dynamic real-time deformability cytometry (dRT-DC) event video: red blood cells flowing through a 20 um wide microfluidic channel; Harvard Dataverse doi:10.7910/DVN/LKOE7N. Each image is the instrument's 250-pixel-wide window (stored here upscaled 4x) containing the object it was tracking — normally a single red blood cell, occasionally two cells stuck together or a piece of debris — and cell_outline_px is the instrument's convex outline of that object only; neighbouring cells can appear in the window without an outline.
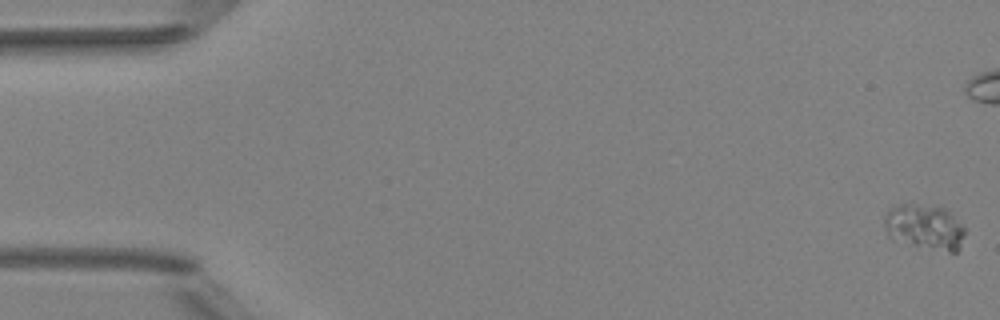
{"species": "Egyptian fruit bat (a non-hibernating species)", "species_latin": "Rousettus aegyptiacus", "temperature_condition": "room temperature", "stored_images_in_passage": 5, "camera_frame_rate_fps": 3000, "um_per_image_px": 0.085, "animal": {"sex": "female"}, "frame": {"image": 1, "passage_image": 1, "time_ms": 0.0, "image_size_px": [1000, 320], "cell_outline_px": [[964, 232], [960, 248], [956, 252], [948, 252], [916, 244], [888, 236], [884, 224], [884, 216], [892, 208], [900, 204], [916, 204], [948, 208], [964, 228]], "centroid_in_image_um": [78.63, 19.25], "position_along_channel_um": 6.4, "area_um2": 20.69}}